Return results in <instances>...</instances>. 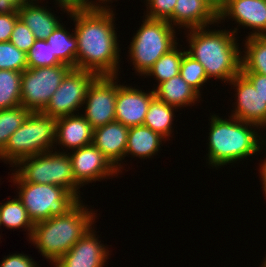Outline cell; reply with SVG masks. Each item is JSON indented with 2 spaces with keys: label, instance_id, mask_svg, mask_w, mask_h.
Here are the masks:
<instances>
[{
  "label": "cell",
  "instance_id": "1",
  "mask_svg": "<svg viewBox=\"0 0 266 267\" xmlns=\"http://www.w3.org/2000/svg\"><path fill=\"white\" fill-rule=\"evenodd\" d=\"M69 14L76 22V69L91 71L97 76H117L120 48L113 10L109 6L95 7Z\"/></svg>",
  "mask_w": 266,
  "mask_h": 267
},
{
  "label": "cell",
  "instance_id": "2",
  "mask_svg": "<svg viewBox=\"0 0 266 267\" xmlns=\"http://www.w3.org/2000/svg\"><path fill=\"white\" fill-rule=\"evenodd\" d=\"M206 29L188 30L190 33L186 37L190 48L186 53L203 65L208 79L212 77L228 83L241 72L242 52L235 37L238 29Z\"/></svg>",
  "mask_w": 266,
  "mask_h": 267
},
{
  "label": "cell",
  "instance_id": "3",
  "mask_svg": "<svg viewBox=\"0 0 266 267\" xmlns=\"http://www.w3.org/2000/svg\"><path fill=\"white\" fill-rule=\"evenodd\" d=\"M80 200L66 214L34 223L30 241L41 255L57 262L91 228L96 218ZM95 217V218H94Z\"/></svg>",
  "mask_w": 266,
  "mask_h": 267
},
{
  "label": "cell",
  "instance_id": "4",
  "mask_svg": "<svg viewBox=\"0 0 266 267\" xmlns=\"http://www.w3.org/2000/svg\"><path fill=\"white\" fill-rule=\"evenodd\" d=\"M210 119L207 159L212 168L246 159L259 152L262 144L266 145L263 143L265 140L260 139L261 134L258 136V131L255 132L259 128L257 125L232 116L226 120L214 114ZM252 127L256 129L253 130Z\"/></svg>",
  "mask_w": 266,
  "mask_h": 267
},
{
  "label": "cell",
  "instance_id": "5",
  "mask_svg": "<svg viewBox=\"0 0 266 267\" xmlns=\"http://www.w3.org/2000/svg\"><path fill=\"white\" fill-rule=\"evenodd\" d=\"M47 151L20 160L17 171L12 173L13 182H30L57 185L72 193L79 201L80 185L75 181L69 153Z\"/></svg>",
  "mask_w": 266,
  "mask_h": 267
},
{
  "label": "cell",
  "instance_id": "6",
  "mask_svg": "<svg viewBox=\"0 0 266 267\" xmlns=\"http://www.w3.org/2000/svg\"><path fill=\"white\" fill-rule=\"evenodd\" d=\"M56 121V118L42 112H31L25 122L10 136L0 153V159L14 167L24 158L53 151Z\"/></svg>",
  "mask_w": 266,
  "mask_h": 267
},
{
  "label": "cell",
  "instance_id": "7",
  "mask_svg": "<svg viewBox=\"0 0 266 267\" xmlns=\"http://www.w3.org/2000/svg\"><path fill=\"white\" fill-rule=\"evenodd\" d=\"M142 22L128 51L134 69L145 76L155 62L178 43L175 28L168 21L145 17Z\"/></svg>",
  "mask_w": 266,
  "mask_h": 267
},
{
  "label": "cell",
  "instance_id": "8",
  "mask_svg": "<svg viewBox=\"0 0 266 267\" xmlns=\"http://www.w3.org/2000/svg\"><path fill=\"white\" fill-rule=\"evenodd\" d=\"M18 185V198L33 223L61 216L71 210L79 200L66 189L51 184L14 182Z\"/></svg>",
  "mask_w": 266,
  "mask_h": 267
},
{
  "label": "cell",
  "instance_id": "9",
  "mask_svg": "<svg viewBox=\"0 0 266 267\" xmlns=\"http://www.w3.org/2000/svg\"><path fill=\"white\" fill-rule=\"evenodd\" d=\"M71 69L66 64L25 69L21 77V105L31 112H42Z\"/></svg>",
  "mask_w": 266,
  "mask_h": 267
},
{
  "label": "cell",
  "instance_id": "10",
  "mask_svg": "<svg viewBox=\"0 0 266 267\" xmlns=\"http://www.w3.org/2000/svg\"><path fill=\"white\" fill-rule=\"evenodd\" d=\"M96 77L94 72L72 68L42 113L56 119L76 114L84 106L88 87Z\"/></svg>",
  "mask_w": 266,
  "mask_h": 267
},
{
  "label": "cell",
  "instance_id": "11",
  "mask_svg": "<svg viewBox=\"0 0 266 267\" xmlns=\"http://www.w3.org/2000/svg\"><path fill=\"white\" fill-rule=\"evenodd\" d=\"M117 76H97L88 87L82 115L93 129L115 121Z\"/></svg>",
  "mask_w": 266,
  "mask_h": 267
},
{
  "label": "cell",
  "instance_id": "12",
  "mask_svg": "<svg viewBox=\"0 0 266 267\" xmlns=\"http://www.w3.org/2000/svg\"><path fill=\"white\" fill-rule=\"evenodd\" d=\"M72 152L69 156L73 176L80 186L120 173L93 144L72 150Z\"/></svg>",
  "mask_w": 266,
  "mask_h": 267
},
{
  "label": "cell",
  "instance_id": "13",
  "mask_svg": "<svg viewBox=\"0 0 266 267\" xmlns=\"http://www.w3.org/2000/svg\"><path fill=\"white\" fill-rule=\"evenodd\" d=\"M236 87L237 102L232 117L266 129V101L240 72L230 82ZM265 126V127H264Z\"/></svg>",
  "mask_w": 266,
  "mask_h": 267
},
{
  "label": "cell",
  "instance_id": "14",
  "mask_svg": "<svg viewBox=\"0 0 266 267\" xmlns=\"http://www.w3.org/2000/svg\"><path fill=\"white\" fill-rule=\"evenodd\" d=\"M96 236L91 227L53 266L104 267V263L108 260L109 250Z\"/></svg>",
  "mask_w": 266,
  "mask_h": 267
},
{
  "label": "cell",
  "instance_id": "15",
  "mask_svg": "<svg viewBox=\"0 0 266 267\" xmlns=\"http://www.w3.org/2000/svg\"><path fill=\"white\" fill-rule=\"evenodd\" d=\"M154 97L153 90L145 93L135 87L117 84L115 121L127 127L143 125L149 104Z\"/></svg>",
  "mask_w": 266,
  "mask_h": 267
},
{
  "label": "cell",
  "instance_id": "16",
  "mask_svg": "<svg viewBox=\"0 0 266 267\" xmlns=\"http://www.w3.org/2000/svg\"><path fill=\"white\" fill-rule=\"evenodd\" d=\"M232 18L239 26L253 29L249 36H266V0H226L218 22ZM230 17V18H229ZM255 29V30H254Z\"/></svg>",
  "mask_w": 266,
  "mask_h": 267
},
{
  "label": "cell",
  "instance_id": "17",
  "mask_svg": "<svg viewBox=\"0 0 266 267\" xmlns=\"http://www.w3.org/2000/svg\"><path fill=\"white\" fill-rule=\"evenodd\" d=\"M129 127L118 121L110 122L102 127L94 129L92 144L96 146L109 162L121 171V165L125 158Z\"/></svg>",
  "mask_w": 266,
  "mask_h": 267
},
{
  "label": "cell",
  "instance_id": "18",
  "mask_svg": "<svg viewBox=\"0 0 266 267\" xmlns=\"http://www.w3.org/2000/svg\"><path fill=\"white\" fill-rule=\"evenodd\" d=\"M94 129L82 114L58 118L56 121V145L75 150L92 144Z\"/></svg>",
  "mask_w": 266,
  "mask_h": 267
},
{
  "label": "cell",
  "instance_id": "19",
  "mask_svg": "<svg viewBox=\"0 0 266 267\" xmlns=\"http://www.w3.org/2000/svg\"><path fill=\"white\" fill-rule=\"evenodd\" d=\"M218 25V14L203 0H177L173 10L172 26L203 28Z\"/></svg>",
  "mask_w": 266,
  "mask_h": 267
},
{
  "label": "cell",
  "instance_id": "20",
  "mask_svg": "<svg viewBox=\"0 0 266 267\" xmlns=\"http://www.w3.org/2000/svg\"><path fill=\"white\" fill-rule=\"evenodd\" d=\"M18 14L36 39L46 40L60 24L55 14L48 11L44 6L37 5V0L36 2L30 0L19 6Z\"/></svg>",
  "mask_w": 266,
  "mask_h": 267
},
{
  "label": "cell",
  "instance_id": "21",
  "mask_svg": "<svg viewBox=\"0 0 266 267\" xmlns=\"http://www.w3.org/2000/svg\"><path fill=\"white\" fill-rule=\"evenodd\" d=\"M156 87L155 89L153 88L155 97L177 109L192 105L201 96L180 74L159 83Z\"/></svg>",
  "mask_w": 266,
  "mask_h": 267
},
{
  "label": "cell",
  "instance_id": "22",
  "mask_svg": "<svg viewBox=\"0 0 266 267\" xmlns=\"http://www.w3.org/2000/svg\"><path fill=\"white\" fill-rule=\"evenodd\" d=\"M165 138L144 125L129 127L126 155L143 159L151 158L159 149Z\"/></svg>",
  "mask_w": 266,
  "mask_h": 267
},
{
  "label": "cell",
  "instance_id": "23",
  "mask_svg": "<svg viewBox=\"0 0 266 267\" xmlns=\"http://www.w3.org/2000/svg\"><path fill=\"white\" fill-rule=\"evenodd\" d=\"M46 42L50 44L52 53L62 64L76 69L77 37L75 33L70 34L60 23L47 37Z\"/></svg>",
  "mask_w": 266,
  "mask_h": 267
},
{
  "label": "cell",
  "instance_id": "24",
  "mask_svg": "<svg viewBox=\"0 0 266 267\" xmlns=\"http://www.w3.org/2000/svg\"><path fill=\"white\" fill-rule=\"evenodd\" d=\"M176 107L154 97L148 108L143 125L166 138L171 136Z\"/></svg>",
  "mask_w": 266,
  "mask_h": 267
},
{
  "label": "cell",
  "instance_id": "25",
  "mask_svg": "<svg viewBox=\"0 0 266 267\" xmlns=\"http://www.w3.org/2000/svg\"><path fill=\"white\" fill-rule=\"evenodd\" d=\"M245 54L241 56V72L266 75V36H250L245 40Z\"/></svg>",
  "mask_w": 266,
  "mask_h": 267
},
{
  "label": "cell",
  "instance_id": "26",
  "mask_svg": "<svg viewBox=\"0 0 266 267\" xmlns=\"http://www.w3.org/2000/svg\"><path fill=\"white\" fill-rule=\"evenodd\" d=\"M0 223L7 229L25 228L30 239L34 228V223L29 218L26 208L19 198L6 201L0 204Z\"/></svg>",
  "mask_w": 266,
  "mask_h": 267
},
{
  "label": "cell",
  "instance_id": "27",
  "mask_svg": "<svg viewBox=\"0 0 266 267\" xmlns=\"http://www.w3.org/2000/svg\"><path fill=\"white\" fill-rule=\"evenodd\" d=\"M22 72L0 70V110L21 105Z\"/></svg>",
  "mask_w": 266,
  "mask_h": 267
},
{
  "label": "cell",
  "instance_id": "28",
  "mask_svg": "<svg viewBox=\"0 0 266 267\" xmlns=\"http://www.w3.org/2000/svg\"><path fill=\"white\" fill-rule=\"evenodd\" d=\"M185 53V50L182 52L175 46L169 52L161 56L145 75L155 76L154 78L157 80L158 84L177 76Z\"/></svg>",
  "mask_w": 266,
  "mask_h": 267
},
{
  "label": "cell",
  "instance_id": "29",
  "mask_svg": "<svg viewBox=\"0 0 266 267\" xmlns=\"http://www.w3.org/2000/svg\"><path fill=\"white\" fill-rule=\"evenodd\" d=\"M30 110L22 105L0 110V153L7 145L10 136L25 122Z\"/></svg>",
  "mask_w": 266,
  "mask_h": 267
},
{
  "label": "cell",
  "instance_id": "30",
  "mask_svg": "<svg viewBox=\"0 0 266 267\" xmlns=\"http://www.w3.org/2000/svg\"><path fill=\"white\" fill-rule=\"evenodd\" d=\"M28 68L52 67L62 65L54 56L50 44L46 40L36 39L27 52Z\"/></svg>",
  "mask_w": 266,
  "mask_h": 267
},
{
  "label": "cell",
  "instance_id": "31",
  "mask_svg": "<svg viewBox=\"0 0 266 267\" xmlns=\"http://www.w3.org/2000/svg\"><path fill=\"white\" fill-rule=\"evenodd\" d=\"M28 68L27 54L10 41L0 42V70L23 72Z\"/></svg>",
  "mask_w": 266,
  "mask_h": 267
},
{
  "label": "cell",
  "instance_id": "32",
  "mask_svg": "<svg viewBox=\"0 0 266 267\" xmlns=\"http://www.w3.org/2000/svg\"><path fill=\"white\" fill-rule=\"evenodd\" d=\"M179 74L199 94L203 84L208 80L203 65L187 53L183 55Z\"/></svg>",
  "mask_w": 266,
  "mask_h": 267
},
{
  "label": "cell",
  "instance_id": "33",
  "mask_svg": "<svg viewBox=\"0 0 266 267\" xmlns=\"http://www.w3.org/2000/svg\"><path fill=\"white\" fill-rule=\"evenodd\" d=\"M177 0H146L147 14L149 19L166 20L173 23V10Z\"/></svg>",
  "mask_w": 266,
  "mask_h": 267
},
{
  "label": "cell",
  "instance_id": "34",
  "mask_svg": "<svg viewBox=\"0 0 266 267\" xmlns=\"http://www.w3.org/2000/svg\"><path fill=\"white\" fill-rule=\"evenodd\" d=\"M35 41L36 38L33 35L32 31L19 18L15 23L14 29L11 34L10 42L19 50L27 54V52L35 43Z\"/></svg>",
  "mask_w": 266,
  "mask_h": 267
},
{
  "label": "cell",
  "instance_id": "35",
  "mask_svg": "<svg viewBox=\"0 0 266 267\" xmlns=\"http://www.w3.org/2000/svg\"><path fill=\"white\" fill-rule=\"evenodd\" d=\"M64 12L66 11L67 14L69 12L73 11H85L89 10L95 7H106L105 5L101 6L98 3H94V1H89V0H56ZM96 4V5H95Z\"/></svg>",
  "mask_w": 266,
  "mask_h": 267
},
{
  "label": "cell",
  "instance_id": "36",
  "mask_svg": "<svg viewBox=\"0 0 266 267\" xmlns=\"http://www.w3.org/2000/svg\"><path fill=\"white\" fill-rule=\"evenodd\" d=\"M19 14H0V42L10 41Z\"/></svg>",
  "mask_w": 266,
  "mask_h": 267
},
{
  "label": "cell",
  "instance_id": "37",
  "mask_svg": "<svg viewBox=\"0 0 266 267\" xmlns=\"http://www.w3.org/2000/svg\"><path fill=\"white\" fill-rule=\"evenodd\" d=\"M37 263L28 255L24 254H11L3 258L0 267H39Z\"/></svg>",
  "mask_w": 266,
  "mask_h": 267
},
{
  "label": "cell",
  "instance_id": "38",
  "mask_svg": "<svg viewBox=\"0 0 266 267\" xmlns=\"http://www.w3.org/2000/svg\"><path fill=\"white\" fill-rule=\"evenodd\" d=\"M254 86L255 90L266 101V75L257 72H241Z\"/></svg>",
  "mask_w": 266,
  "mask_h": 267
},
{
  "label": "cell",
  "instance_id": "39",
  "mask_svg": "<svg viewBox=\"0 0 266 267\" xmlns=\"http://www.w3.org/2000/svg\"><path fill=\"white\" fill-rule=\"evenodd\" d=\"M18 8L13 0H0V14H18Z\"/></svg>",
  "mask_w": 266,
  "mask_h": 267
},
{
  "label": "cell",
  "instance_id": "40",
  "mask_svg": "<svg viewBox=\"0 0 266 267\" xmlns=\"http://www.w3.org/2000/svg\"><path fill=\"white\" fill-rule=\"evenodd\" d=\"M205 1L217 14L221 12L226 0H203Z\"/></svg>",
  "mask_w": 266,
  "mask_h": 267
},
{
  "label": "cell",
  "instance_id": "41",
  "mask_svg": "<svg viewBox=\"0 0 266 267\" xmlns=\"http://www.w3.org/2000/svg\"><path fill=\"white\" fill-rule=\"evenodd\" d=\"M261 168L260 170V174H261V178H262V184H263V190L265 192V196H266V159H264L262 165L260 166Z\"/></svg>",
  "mask_w": 266,
  "mask_h": 267
},
{
  "label": "cell",
  "instance_id": "42",
  "mask_svg": "<svg viewBox=\"0 0 266 267\" xmlns=\"http://www.w3.org/2000/svg\"><path fill=\"white\" fill-rule=\"evenodd\" d=\"M13 1L16 2L19 6H21V5L27 3L30 0H13Z\"/></svg>",
  "mask_w": 266,
  "mask_h": 267
},
{
  "label": "cell",
  "instance_id": "43",
  "mask_svg": "<svg viewBox=\"0 0 266 267\" xmlns=\"http://www.w3.org/2000/svg\"><path fill=\"white\" fill-rule=\"evenodd\" d=\"M97 1H99V3H101V4H102L103 2H105V3H103V4H106V2H108V1L111 2L112 0H97ZM100 1H101V2H100Z\"/></svg>",
  "mask_w": 266,
  "mask_h": 267
},
{
  "label": "cell",
  "instance_id": "44",
  "mask_svg": "<svg viewBox=\"0 0 266 267\" xmlns=\"http://www.w3.org/2000/svg\"><path fill=\"white\" fill-rule=\"evenodd\" d=\"M263 261L264 262H263V264L260 267H266V257H265V259Z\"/></svg>",
  "mask_w": 266,
  "mask_h": 267
}]
</instances>
